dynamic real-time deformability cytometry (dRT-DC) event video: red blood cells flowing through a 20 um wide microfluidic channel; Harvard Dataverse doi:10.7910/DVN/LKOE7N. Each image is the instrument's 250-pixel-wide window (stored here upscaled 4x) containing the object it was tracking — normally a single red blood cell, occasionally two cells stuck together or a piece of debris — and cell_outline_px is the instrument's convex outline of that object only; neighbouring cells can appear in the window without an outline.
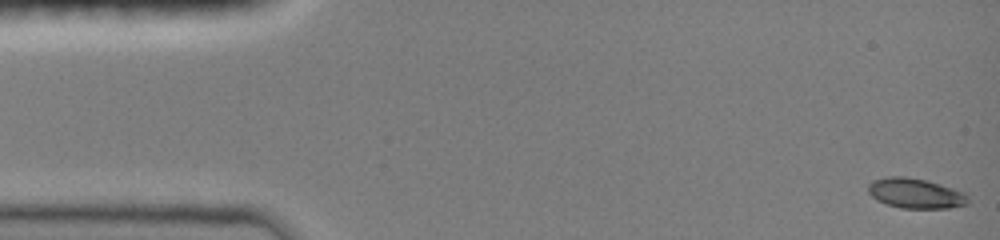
{"species": "common noctule bat (a hibernating species)", "species_latin": "Nyctalus noctula", "temperature_condition": "room temperature", "stored_images_in_passage": 48, "camera_frame_rate_fps": 3000, "um_per_image_px": 0.085, "animal": {"sex": "female", "body_mass_g": 19.0, "forearm_length_mm": 51.5}, "frame": {"image": 1, "passage_image": 1, "time_ms": 0.0, "image_size_px": [1000, 240], "cell_outline_px": [[968, 204], [948, 208], [900, 208], [876, 200], [868, 192], [868, 184], [872, 180], [888, 176], [904, 176], [924, 180], [940, 184], [964, 192], [968, 196]], "centroid_in_image_um": [77.8, 16.43], "position_along_channel_um": 7.2, "area_um2": 17.46}}
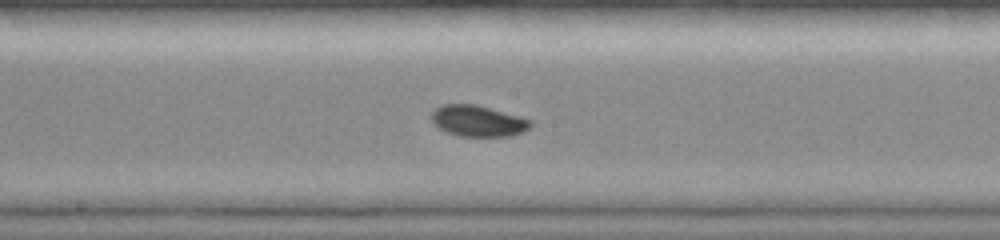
{"frame": {"image": 2, "passage_image": 25, "time_ms": 8.0, "image_size_px": [1000, 240], "cell_outline_px": [[532, 124], [528, 128], [512, 136], [460, 136], [444, 132], [432, 120], [432, 112], [440, 104], [476, 104], [532, 120]], "centroid_in_image_um": [40.6, 10.28], "position_along_channel_um": 207.6, "area_um2": 17.8}}
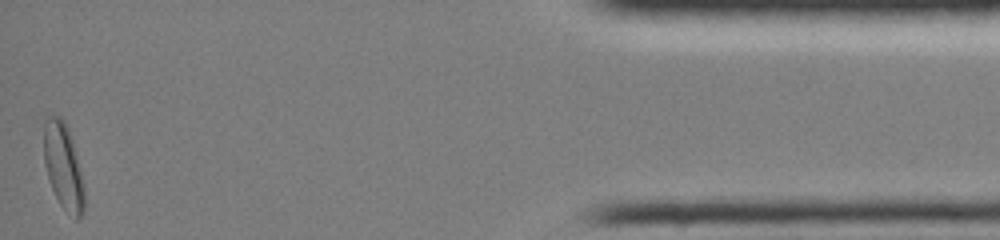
{"frame": {"image": 3, "passage_image": 47, "time_ms": 15.333, "image_size_px": [1000, 240], "cell_outline_px": [[84, 212], [76, 220], [60, 204], [48, 180], [44, 164], [44, 120], [48, 116], [60, 116], [64, 120], [68, 128], [76, 152], [84, 184]], "centroid_in_image_um": [5.38, 14.13], "position_along_channel_um": 429.8, "area_um2": 20.35}, "authors_computed_cell_mechanics": {"area_um2": 17.5134, "velocity_mm_per_s": 4.0397, "shape_relaxation_time_tau1_ms": 4.2698, "shape_relaxation_time_tau2_ms": null, "deformation_change_tau1": 0.097, "deformation_change_tau2": null}}